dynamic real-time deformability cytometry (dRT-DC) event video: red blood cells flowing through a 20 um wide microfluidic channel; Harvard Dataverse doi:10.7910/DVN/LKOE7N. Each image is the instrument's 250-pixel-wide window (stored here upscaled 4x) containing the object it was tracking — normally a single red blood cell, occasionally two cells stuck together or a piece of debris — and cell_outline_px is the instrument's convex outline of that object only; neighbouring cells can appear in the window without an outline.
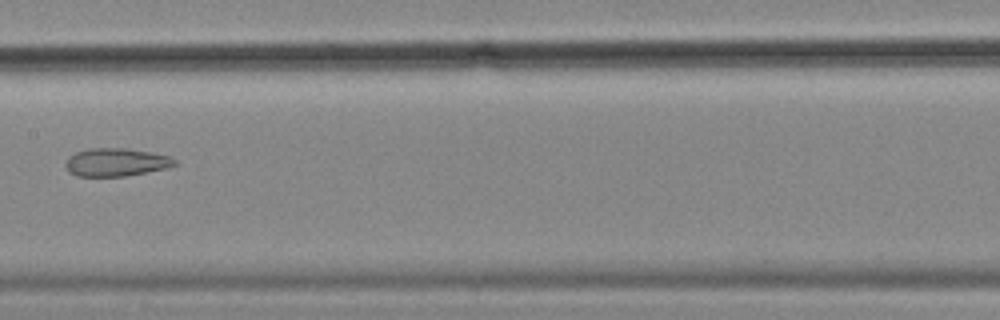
{"species": "common noctule bat (a hibernating species)", "species_latin": "Nyctalus noctula", "temperature_condition": "cold", "stored_images_in_passage": 9, "camera_frame_rate_fps": 3000, "um_per_image_px": 0.085, "animal": {"sex": "female", "body_mass_g": 18.4}, "frame": {"image": 1, "passage_image": 7, "time_ms": 2.0, "image_size_px": [1000, 320], "cell_outline_px": [[176, 164], [168, 168], [124, 176], [76, 176], [68, 172], [64, 168], [64, 164], [68, 156], [76, 152], [88, 148], [128, 148], [168, 156], [176, 160]], "centroid_in_image_um": [9.8, 13.79], "position_along_channel_um": 197.6, "area_um2": 17.92}}
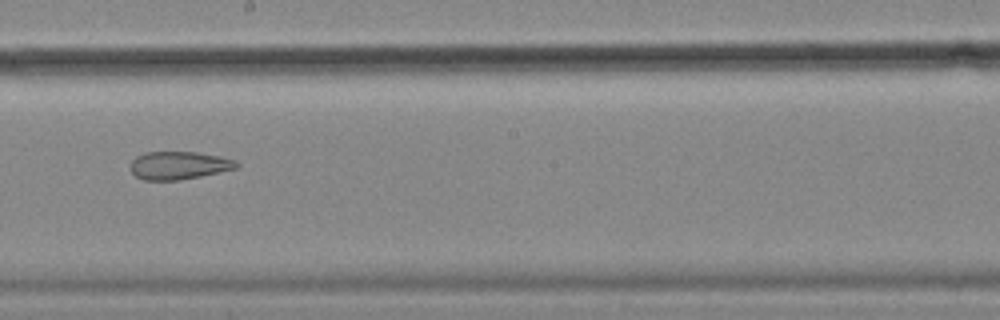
{"frame": {"image": 2, "passage_image": 8, "time_ms": 2.333, "image_size_px": [1000, 320], "cell_outline_px": [[240, 164], [236, 168], [200, 176], [180, 180], [144, 180], [136, 176], [132, 172], [132, 160], [136, 156], [144, 152], [196, 152], [220, 156], [236, 160]], "centroid_in_image_um": [15.21, 14.05], "position_along_channel_um": 233.0, "area_um2": 17.17}}
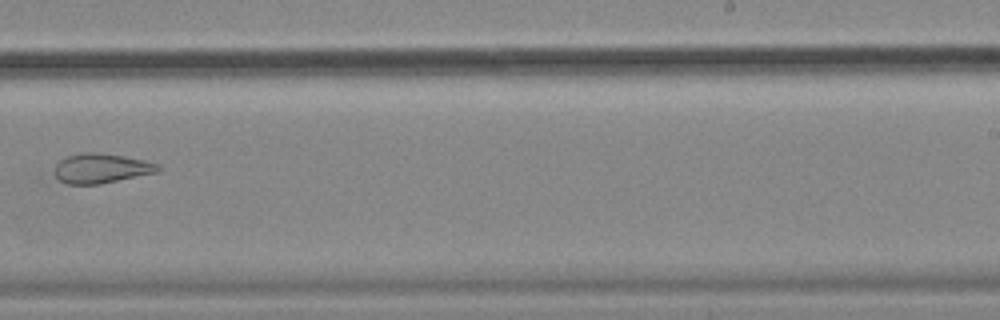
{"frame": {"image": 3, "passage_image": 9, "time_ms": 2.667, "image_size_px": [1000, 320], "cell_outline_px": [[160, 172], [100, 184], [68, 184], [60, 180], [52, 172], [56, 164], [60, 160], [68, 156], [84, 152], [92, 152], [124, 156], [144, 160], [160, 164]], "centroid_in_image_um": [8.62, 14.31], "position_along_channel_um": 280.4, "area_um2": 17.98}}